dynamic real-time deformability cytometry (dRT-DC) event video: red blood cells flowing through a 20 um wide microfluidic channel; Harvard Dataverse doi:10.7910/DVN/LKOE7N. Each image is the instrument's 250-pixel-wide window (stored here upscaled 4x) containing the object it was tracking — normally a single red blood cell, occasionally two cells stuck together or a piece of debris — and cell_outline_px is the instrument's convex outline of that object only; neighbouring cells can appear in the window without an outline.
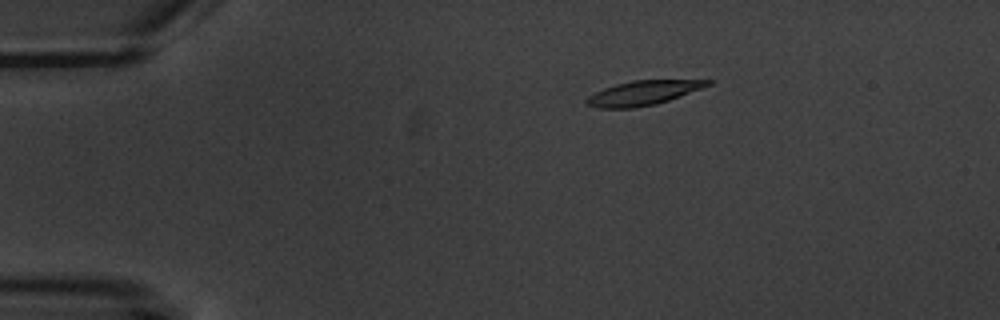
{"species": "common noctule bat (a hibernating species)", "species_latin": "Nyctalus noctula", "temperature_condition": "warm", "stored_images_in_passage": 5, "camera_frame_rate_fps": 3000, "um_per_image_px": 0.085, "animal": {"sex": "male", "body_mass_g": 20.1, "forearm_length_mm": 53.5}, "frame": {"image": 1, "passage_image": 3, "time_ms": 2.333, "image_size_px": [1000, 320], "cell_outline_px": [[712, 84], [680, 96], [656, 104], [636, 108], [596, 108], [584, 104], [584, 100], [588, 96], [604, 88], [616, 84], [632, 80], [712, 80]], "centroid_in_image_um": [54.61, 7.91], "position_along_channel_um": 30.4, "area_um2": 17.22}}